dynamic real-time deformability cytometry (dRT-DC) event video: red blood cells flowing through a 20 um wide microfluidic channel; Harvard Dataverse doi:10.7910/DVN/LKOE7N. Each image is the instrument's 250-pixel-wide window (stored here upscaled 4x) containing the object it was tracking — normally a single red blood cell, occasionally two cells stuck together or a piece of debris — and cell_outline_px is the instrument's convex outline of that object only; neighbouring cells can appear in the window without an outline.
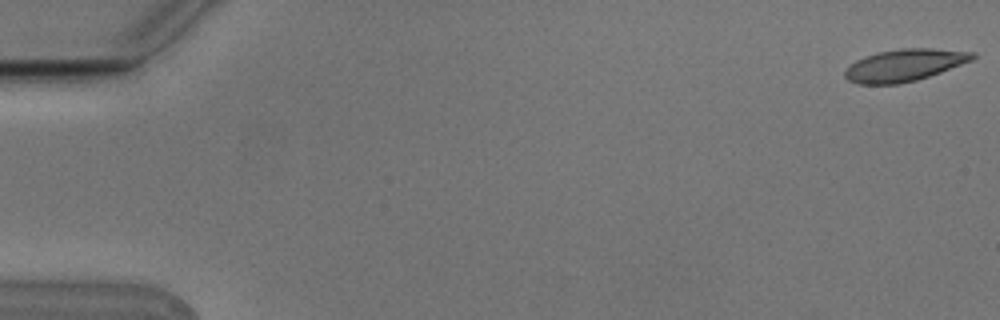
{"species": "Egyptian fruit bat (a non-hibernating species)", "species_latin": "Rousettus aegyptiacus", "temperature_condition": "cold", "stored_images_in_passage": 5, "camera_frame_rate_fps": 3000, "um_per_image_px": 0.085, "animal": {"sex": "male"}, "frame": {"image": 1, "passage_image": 1, "time_ms": 0.0, "image_size_px": [1000, 320], "cell_outline_px": [[976, 56], [972, 60], [940, 72], [916, 80], [900, 84], [860, 84], [848, 80], [844, 76], [844, 72], [856, 60], [864, 56], [880, 52], [900, 48], [932, 48], [976, 52]], "centroid_in_image_um": [76.89, 5.53], "position_along_channel_um": 8.1, "area_um2": 23.7}}